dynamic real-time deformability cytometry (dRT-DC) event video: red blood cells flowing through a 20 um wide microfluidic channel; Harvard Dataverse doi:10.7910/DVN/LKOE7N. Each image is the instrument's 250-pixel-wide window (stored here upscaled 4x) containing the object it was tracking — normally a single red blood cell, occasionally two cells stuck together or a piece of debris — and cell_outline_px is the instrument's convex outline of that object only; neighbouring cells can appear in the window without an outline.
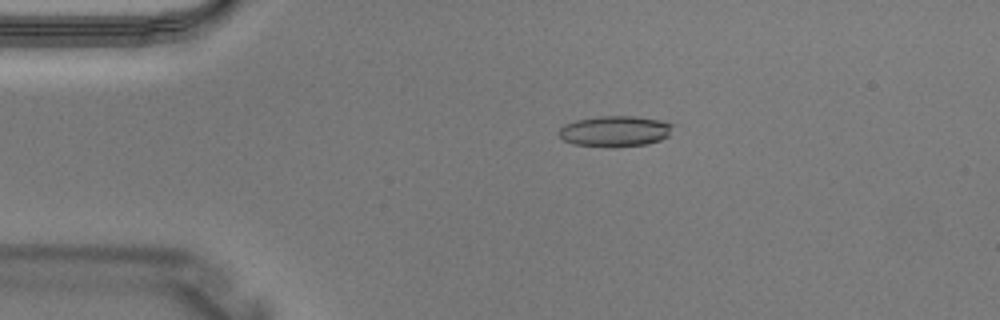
{"species": "Egyptian fruit bat (a non-hibernating species)", "species_latin": "Rousettus aegyptiacus", "temperature_condition": "warm", "stored_images_in_passage": 2, "camera_frame_rate_fps": 3000, "um_per_image_px": 0.085, "animal": {"sex": "male"}, "frame": {"image": 1, "passage_image": 1, "time_ms": 0.0, "image_size_px": [1000, 320], "cell_outline_px": [[676, 124], [668, 136], [660, 140], [644, 144], [616, 148], [608, 148], [572, 144], [564, 140], [560, 136], [560, 128], [564, 124], [576, 120], [600, 116], [636, 116], [660, 120]], "centroid_in_image_um": [52.3, 11.16], "position_along_channel_um": 32.7, "area_um2": 20.75}}